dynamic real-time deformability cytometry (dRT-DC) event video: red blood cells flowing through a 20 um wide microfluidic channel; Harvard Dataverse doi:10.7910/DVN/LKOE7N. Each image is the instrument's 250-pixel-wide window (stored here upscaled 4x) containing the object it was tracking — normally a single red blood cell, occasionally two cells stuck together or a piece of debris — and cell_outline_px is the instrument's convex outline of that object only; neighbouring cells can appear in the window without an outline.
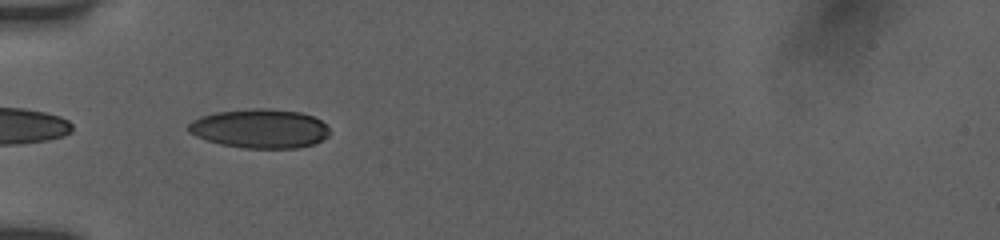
{"species": "human", "species_latin": "Homo sapiens", "temperature_condition": "room temperature", "stored_images_in_passage": 36, "camera_frame_rate_fps": 3000, "um_per_image_px": 0.085, "donor": {"sex": "female"}, "frame": {"image": 1, "passage_image": 1, "time_ms": 0.0, "image_size_px": [1000, 240], "cell_outline_px": [[328, 136], [312, 144], [296, 148], [244, 148], [220, 144], [196, 136], [188, 132], [188, 124], [192, 120], [200, 116], [216, 112], [252, 108], [268, 108], [300, 112], [312, 116], [320, 120], [328, 128]], "centroid_in_image_um": [22.05, 10.92], "position_along_channel_um": 62.9, "area_um2": 32.08}}
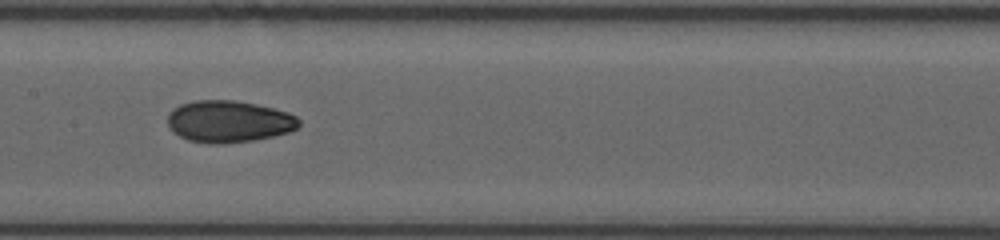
{"frame": {"image": 2, "passage_image": 11, "time_ms": 3.333, "image_size_px": [1000, 240], "cell_outline_px": [[300, 124], [296, 128], [288, 132], [272, 136], [252, 140], [212, 144], [188, 140], [172, 132], [168, 124], [168, 116], [180, 104], [196, 100], [236, 100], [256, 104], [288, 112], [296, 116], [300, 120]], "centroid_in_image_um": [19.45, 10.32], "position_along_channel_um": 187.9, "area_um2": 31.73}}
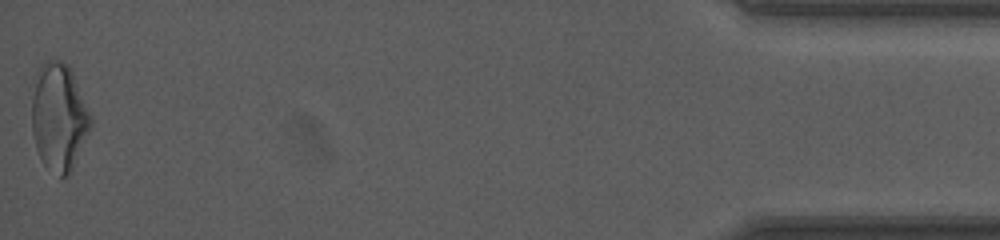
{"frame": {"image": 3, "passage_image": 36, "time_ms": 11.667, "image_size_px": [1000, 240], "cell_outline_px": [[92, 124], [68, 176], [60, 176], [44, 164], [40, 160], [36, 148], [32, 132], [32, 100], [36, 72], [40, 64], [48, 60], [60, 60], [68, 64], [72, 72], [92, 116]], "centroid_in_image_um": [4.99, 9.91], "position_along_channel_um": 430.2, "area_um2": 36.65}, "authors_computed_cell_mechanics": {"area_um2": 31.8189, "velocity_mm_per_s": 3.9191, "shape_relaxation_time_tau1_ms": 6.4154, "shape_relaxation_time_tau2_ms": 1.8706, "deformation_change_tau1": 0.1572, "deformation_change_tau2": 0.06}}